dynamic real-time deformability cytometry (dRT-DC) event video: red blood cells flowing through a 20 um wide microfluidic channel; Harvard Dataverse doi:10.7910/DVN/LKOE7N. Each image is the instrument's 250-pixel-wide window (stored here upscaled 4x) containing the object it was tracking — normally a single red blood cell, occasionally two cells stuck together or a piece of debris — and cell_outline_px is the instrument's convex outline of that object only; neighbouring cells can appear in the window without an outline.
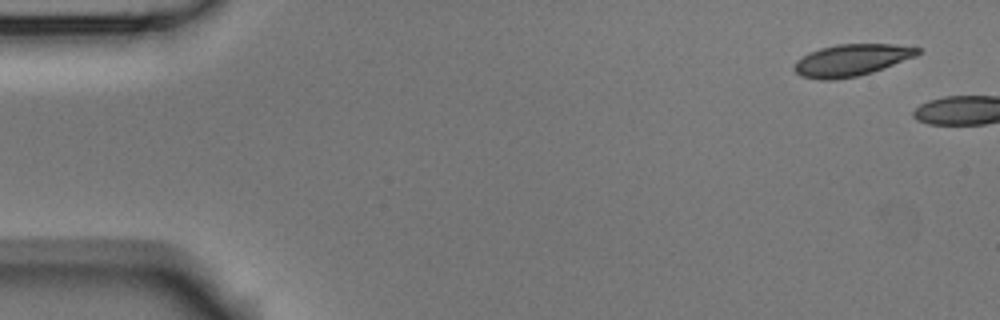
{"species": "Egyptian fruit bat (a non-hibernating species)", "species_latin": "Rousettus aegyptiacus", "temperature_condition": "room temperature", "stored_images_in_passage": 2, "camera_frame_rate_fps": 3000, "um_per_image_px": 0.085, "animal": {"sex": "male"}, "frame": {"image": 1, "passage_image": 1, "time_ms": 0.0, "image_size_px": [1000, 320], "cell_outline_px": [[920, 52], [916, 56], [884, 68], [872, 72], [856, 76], [836, 80], [820, 80], [800, 76], [792, 68], [796, 60], [808, 52], [820, 48], [836, 44], [896, 44], [920, 48]], "centroid_in_image_um": [72.33, 5.11], "position_along_channel_um": 12.7, "area_um2": 23.06}}